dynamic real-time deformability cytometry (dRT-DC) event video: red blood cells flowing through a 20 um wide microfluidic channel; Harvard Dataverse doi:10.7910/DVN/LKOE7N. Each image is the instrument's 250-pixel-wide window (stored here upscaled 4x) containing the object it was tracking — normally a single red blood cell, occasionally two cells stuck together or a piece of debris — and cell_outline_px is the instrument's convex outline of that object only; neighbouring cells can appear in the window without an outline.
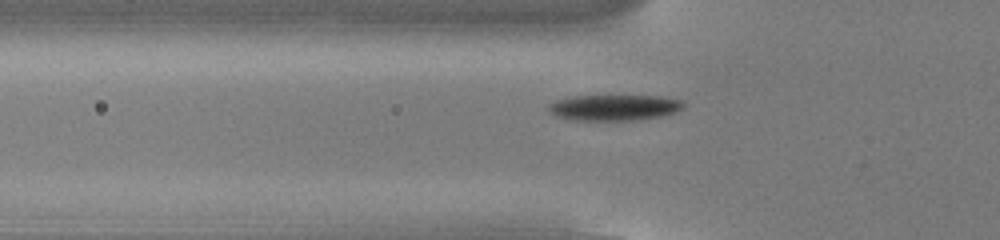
{"species": "common noctule bat (a hibernating species)", "species_latin": "Nyctalus noctula", "temperature_condition": "cold", "stored_images_in_passage": 47, "camera_frame_rate_fps": 3000, "um_per_image_px": 0.085, "animal": {"sex": "male", "body_mass_g": 13.0, "forearm_length_mm": 53.1}, "frame": {"image": 1, "passage_image": 12, "time_ms": 3.667, "image_size_px": [1000, 240], "cell_outline_px": [[684, 108], [660, 116], [632, 120], [576, 120], [556, 116], [548, 112], [548, 104], [556, 100], [572, 96], [660, 96], [680, 100], [684, 104]], "centroid_in_image_um": [52.15, 9.13], "position_along_channel_um": 73.7, "area_um2": 20.11}}
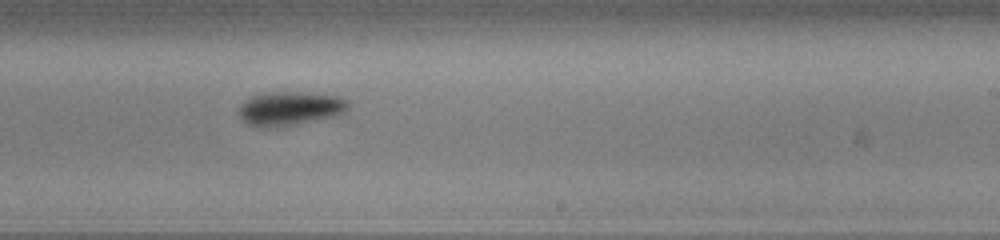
{"frame": {"image": 2, "passage_image": 27, "time_ms": 8.667, "image_size_px": [1000, 240], "cell_outline_px": [[348, 108], [340, 116], [276, 128], [256, 128], [248, 124], [236, 112], [244, 100], [248, 96], [268, 92], [300, 92], [340, 96], [348, 100]], "centroid_in_image_um": [24.63, 9.24], "position_along_channel_um": 264.4, "area_um2": 22.25}}
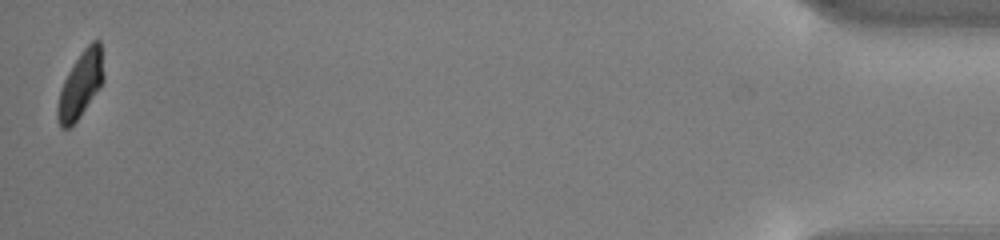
{"frame": {"image": 3, "passage_image": 47, "time_ms": 15.333, "image_size_px": [1000, 240], "cell_outline_px": [[104, 80], [100, 88], [80, 116], [68, 128], [60, 128], [56, 116], [56, 108], [60, 92], [64, 80], [68, 72], [84, 48], [92, 40], [100, 40], [104, 76]], "centroid_in_image_um": [6.85, 7.2], "position_along_channel_um": 428.4, "area_um2": 17.63}, "authors_computed_cell_mechanics": {"area_um2": 20.23, "velocity_mm_per_s": 3.8244, "shape_relaxation_time_tau1_ms": 1.6053, "shape_relaxation_time_tau2_ms": null, "deformation_change_tau1": 0.1369, "deformation_change_tau2": null}}